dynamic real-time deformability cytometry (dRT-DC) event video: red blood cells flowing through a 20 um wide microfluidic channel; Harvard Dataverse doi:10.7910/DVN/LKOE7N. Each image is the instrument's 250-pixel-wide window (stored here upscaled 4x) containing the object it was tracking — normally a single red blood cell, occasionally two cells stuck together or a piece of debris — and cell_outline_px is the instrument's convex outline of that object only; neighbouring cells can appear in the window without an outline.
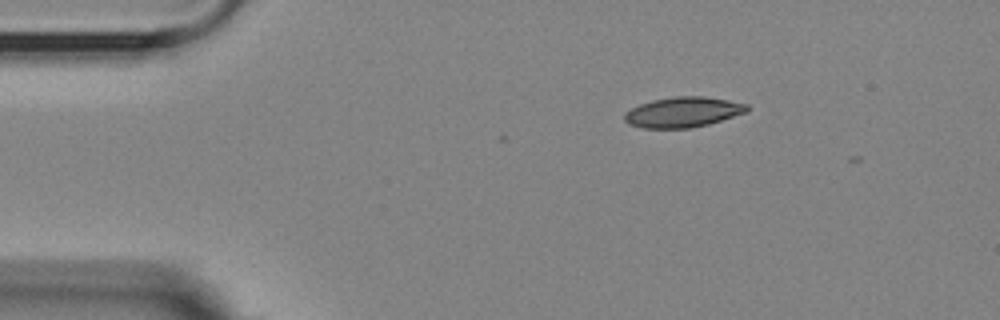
{"species": "Egyptian fruit bat (a non-hibernating species)", "species_latin": "Rousettus aegyptiacus", "temperature_condition": "room temperature", "stored_images_in_passage": 32, "camera_frame_rate_fps": 3000, "um_per_image_px": 0.085, "animal": {"sex": "female"}, "frame": {"image": 1, "passage_image": 1, "time_ms": 0.0, "image_size_px": [1000, 320], "cell_outline_px": [[748, 112], [708, 124], [688, 128], [644, 128], [628, 124], [624, 120], [624, 112], [640, 104], [652, 100], [676, 96], [704, 96], [728, 100], [748, 104]], "centroid_in_image_um": [58.05, 9.53], "position_along_channel_um": 27.0, "area_um2": 21.62}}
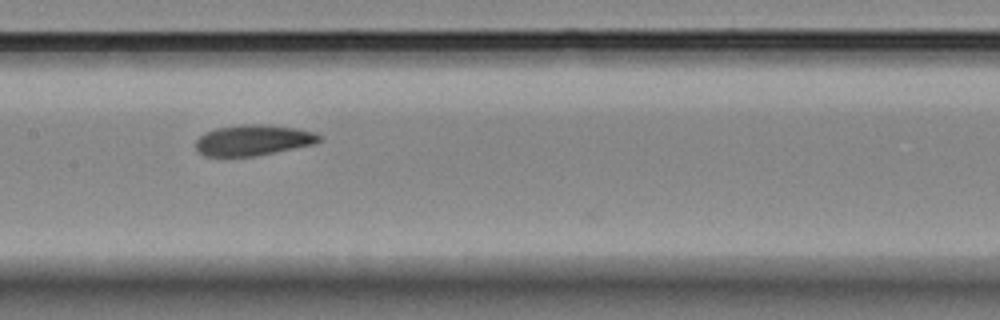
{"frame": {"image": 2, "passage_image": 19, "time_ms": 6.0, "image_size_px": [1000, 320], "cell_outline_px": [[320, 140], [316, 144], [256, 156], [204, 156], [196, 152], [196, 140], [204, 132], [216, 128], [240, 124], [260, 124], [296, 128], [316, 132], [320, 136]], "centroid_in_image_um": [21.5, 11.92], "position_along_channel_um": 185.9, "area_um2": 22.31}}
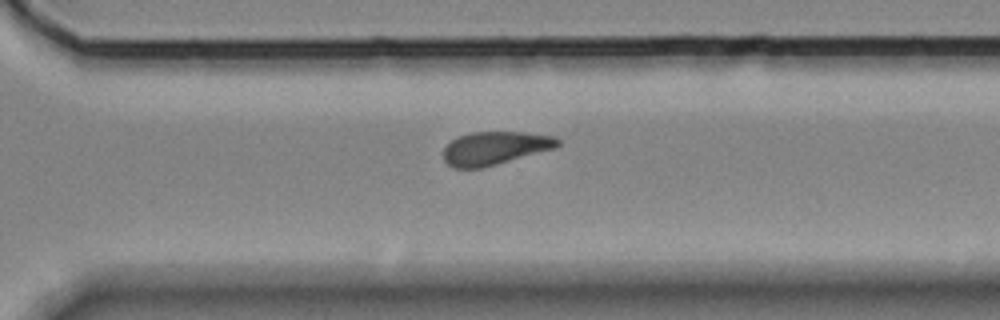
{"frame": {"image": 3, "passage_image": 31, "time_ms": 10.0, "image_size_px": [1000, 320], "cell_outline_px": [[560, 144], [556, 148], [496, 164], [480, 168], [456, 168], [448, 164], [444, 160], [444, 148], [452, 140], [460, 136], [472, 132], [524, 132], [556, 136], [560, 140]], "centroid_in_image_um": [42.1, 12.58], "position_along_channel_um": 328.5, "area_um2": 21.96}}